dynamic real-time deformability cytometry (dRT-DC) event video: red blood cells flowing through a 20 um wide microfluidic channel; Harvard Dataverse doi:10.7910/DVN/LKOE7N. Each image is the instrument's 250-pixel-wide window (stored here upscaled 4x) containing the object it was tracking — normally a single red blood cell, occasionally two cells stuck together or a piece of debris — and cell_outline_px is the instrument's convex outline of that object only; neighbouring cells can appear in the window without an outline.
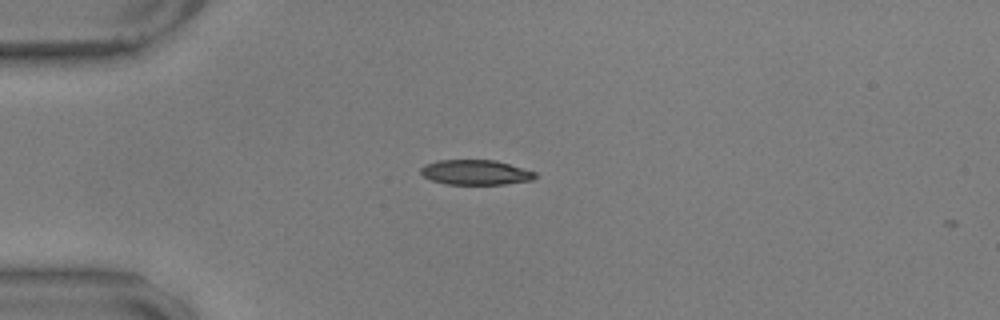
{"species": "common noctule bat (a hibernating species)", "species_latin": "Nyctalus noctula", "temperature_condition": "warm", "stored_images_in_passage": 43, "camera_frame_rate_fps": 3000, "um_per_image_px": 0.085, "animal": {"sex": "male", "body_mass_g": 17.9, "forearm_length_mm": 54.2}, "frame": {"image": 1, "passage_image": 1, "time_ms": 0.0, "image_size_px": [1000, 320], "cell_outline_px": [[536, 176], [532, 180], [504, 184], [444, 184], [432, 180], [424, 176], [420, 172], [420, 168], [424, 164], [436, 160], [496, 160], [536, 172]], "centroid_in_image_um": [40.4, 14.64], "position_along_channel_um": 44.6, "area_um2": 16.65}}
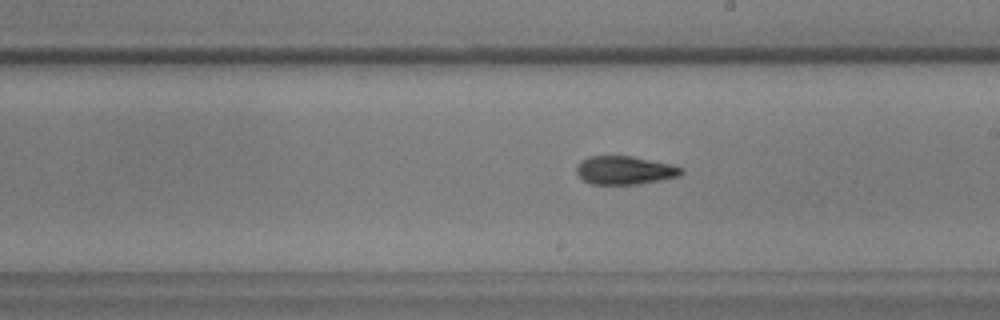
{"frame": {"image": 2, "passage_image": 19, "time_ms": 6.0, "image_size_px": [1000, 320], "cell_outline_px": [[684, 172], [680, 176], [660, 180], [636, 184], [592, 184], [584, 180], [576, 172], [576, 168], [588, 156], [632, 156], [668, 164], [684, 168]], "centroid_in_image_um": [53.13, 14.47], "position_along_channel_um": 235.9, "area_um2": 17.05}}
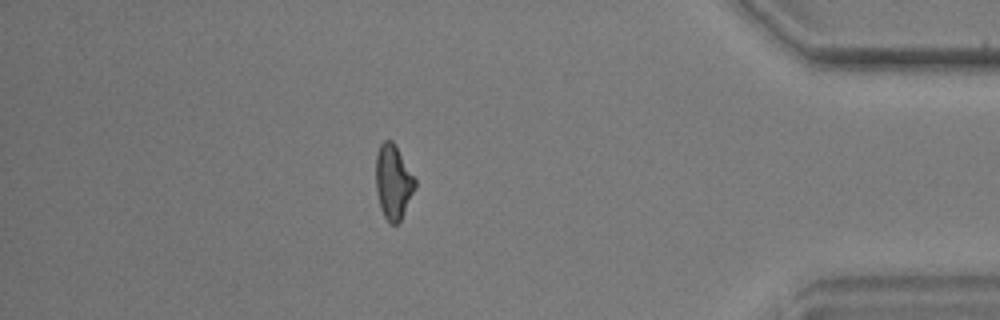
{"frame": {"image": 3, "passage_image": 36, "time_ms": 11.667, "image_size_px": [1000, 320], "cell_outline_px": [[416, 188], [400, 220], [396, 224], [388, 224], [380, 208], [376, 192], [376, 156], [380, 144], [384, 140], [392, 140], [416, 180]], "centroid_in_image_um": [33.41, 15.49], "position_along_channel_um": 401.8, "area_um2": 16.94}, "authors_computed_cell_mechanics": {"area_um2": 17.051, "velocity_mm_per_s": 3.5635, "shape_relaxation_time_tau1_ms": 10.5774, "shape_relaxation_time_tau2_ms": 3.9759, "deformation_change_tau1": 0.2568, "deformation_change_tau2": 0.1167}}